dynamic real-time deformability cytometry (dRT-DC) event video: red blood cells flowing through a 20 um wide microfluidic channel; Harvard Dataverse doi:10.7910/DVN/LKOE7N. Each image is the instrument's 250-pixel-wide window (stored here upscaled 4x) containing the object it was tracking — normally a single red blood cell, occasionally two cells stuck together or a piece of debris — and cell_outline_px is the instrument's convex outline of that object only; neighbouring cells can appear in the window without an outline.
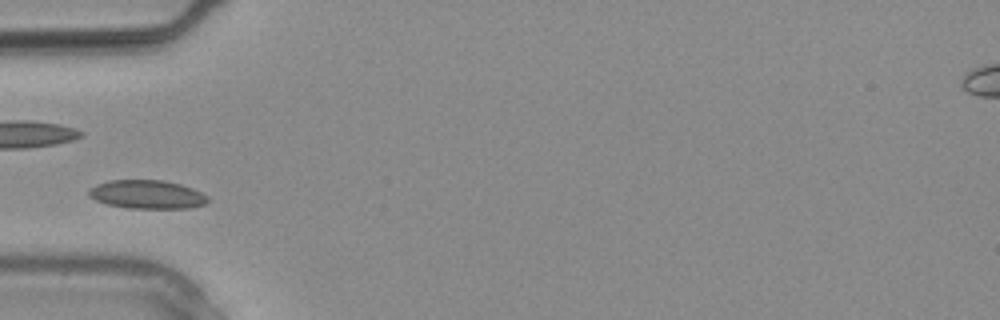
{"species": "common noctule bat (a hibernating species)", "species_latin": "Nyctalus noctula", "temperature_condition": "warm", "stored_images_in_passage": 3, "camera_frame_rate_fps": 3000, "um_per_image_px": 0.085, "animal": {"sex": "male", "body_mass_g": 20.4}, "frame": {"image": 1, "passage_image": 3, "time_ms": 0.667, "image_size_px": [1000, 320], "cell_outline_px": [[212, 200], [208, 204], [188, 208], [128, 208], [108, 204], [96, 200], [88, 196], [88, 188], [96, 184], [108, 180], [164, 180], [180, 184], [192, 188], [208, 196]], "centroid_in_image_um": [12.52, 16.52], "position_along_channel_um": 72.5, "area_um2": 20.06}}